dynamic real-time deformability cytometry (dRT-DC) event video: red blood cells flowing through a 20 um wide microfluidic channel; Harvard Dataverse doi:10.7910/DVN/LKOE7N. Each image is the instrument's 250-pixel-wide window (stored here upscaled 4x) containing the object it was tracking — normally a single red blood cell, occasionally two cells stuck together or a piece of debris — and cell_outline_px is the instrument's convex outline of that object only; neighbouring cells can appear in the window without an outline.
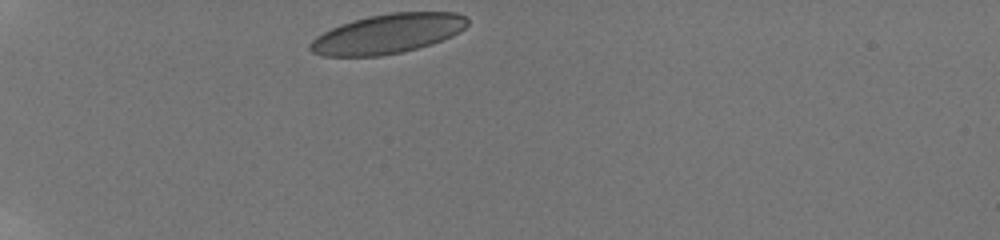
{"species": "human", "species_latin": "Homo sapiens", "temperature_condition": "room temperature", "stored_images_in_passage": 32, "camera_frame_rate_fps": 3000, "um_per_image_px": 0.085, "donor": {"sex": "male"}, "frame": {"image": 1, "passage_image": 1, "time_ms": 0.0, "image_size_px": [1000, 240], "cell_outline_px": [[468, 24], [464, 28], [452, 36], [432, 44], [400, 52], [380, 56], [324, 56], [312, 52], [308, 48], [308, 44], [316, 36], [340, 24], [352, 20], [368, 16], [392, 12], [456, 12], [464, 16], [468, 20]], "centroid_in_image_um": [32.93, 2.86], "position_along_channel_um": 52.1, "area_um2": 36.18}}
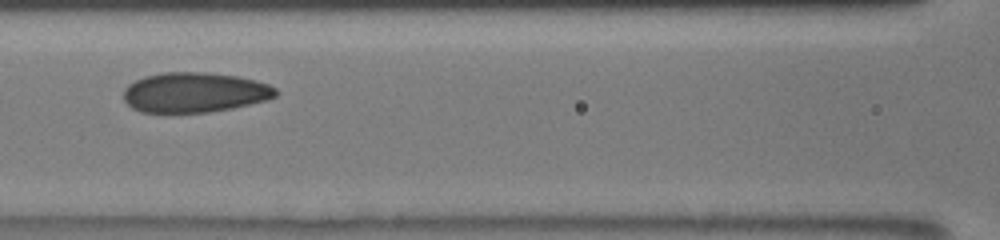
{"frame": {"image": 2, "passage_image": 15, "time_ms": 3.667, "image_size_px": [1000, 240], "cell_outline_px": [[280, 92], [276, 96], [268, 100], [232, 108], [208, 112], [140, 112], [132, 108], [124, 100], [124, 88], [128, 84], [144, 76], [164, 72], [204, 72], [236, 76], [256, 80], [268, 84], [276, 88]], "centroid_in_image_um": [16.55, 7.85], "position_along_channel_um": 150.0, "area_um2": 35.6}}
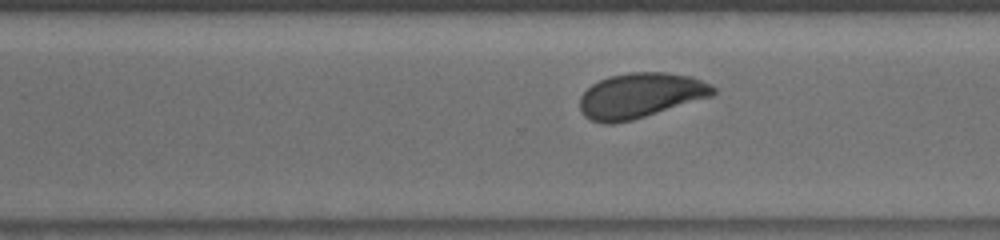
{"frame": {"image": 3, "passage_image": 30, "time_ms": 8.0, "image_size_px": [1000, 240], "cell_outline_px": [[716, 92], [712, 96], [632, 120], [612, 124], [604, 124], [592, 120], [584, 116], [580, 112], [580, 96], [592, 84], [608, 76], [628, 72], [668, 72], [692, 76], [712, 84], [716, 88]], "centroid_in_image_um": [54.44, 8.11], "position_along_channel_um": 316.2, "area_um2": 35.2}}